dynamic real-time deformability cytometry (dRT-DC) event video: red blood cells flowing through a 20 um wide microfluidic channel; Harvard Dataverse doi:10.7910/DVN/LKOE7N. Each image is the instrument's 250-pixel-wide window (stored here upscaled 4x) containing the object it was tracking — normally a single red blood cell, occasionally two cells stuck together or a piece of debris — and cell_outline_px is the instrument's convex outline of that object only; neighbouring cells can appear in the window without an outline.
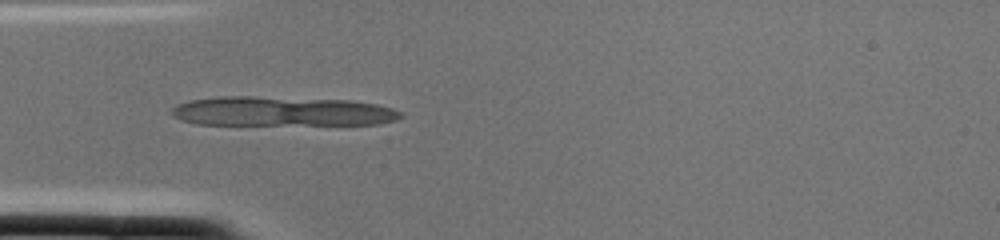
{"species": "common noctule bat (a hibernating species)", "species_latin": "Nyctalus noctula", "temperature_condition": "cold", "stored_images_in_passage": 2, "camera_frame_rate_fps": 3000, "um_per_image_px": 0.085, "animal": {"sex": "female", "body_mass_g": 22.0, "forearm_length_mm": 56.7}, "frame": {"image": 1, "passage_image": 2, "time_ms": 0.333, "image_size_px": [1000, 240], "cell_outline_px": [[404, 116], [396, 120], [380, 124], [196, 124], [180, 120], [172, 116], [168, 112], [176, 104], [188, 100], [220, 96], [252, 96], [352, 100], [376, 104], [392, 108], [400, 112]], "centroid_in_image_um": [23.91, 9.46], "position_along_channel_um": 61.1, "area_um2": 39.65}}